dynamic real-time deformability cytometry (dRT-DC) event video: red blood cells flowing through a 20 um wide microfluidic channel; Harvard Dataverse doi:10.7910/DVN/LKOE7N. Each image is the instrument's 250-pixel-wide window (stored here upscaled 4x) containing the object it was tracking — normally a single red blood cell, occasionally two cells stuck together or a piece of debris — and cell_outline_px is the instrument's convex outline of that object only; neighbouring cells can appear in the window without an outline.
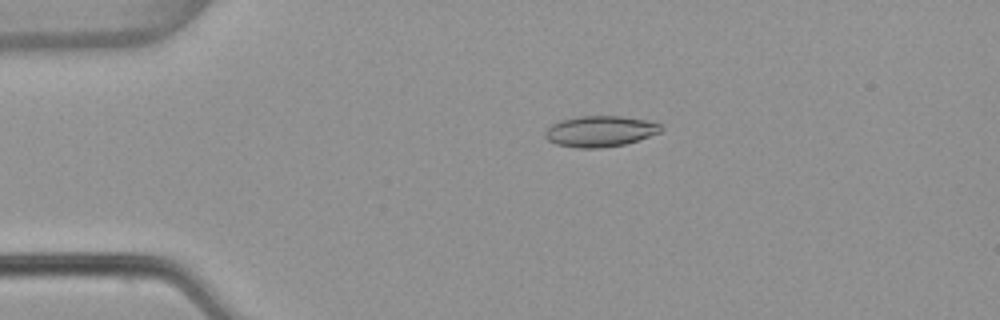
{"species": "common noctule bat (a hibernating species)", "species_latin": "Nyctalus noctula", "temperature_condition": "warm", "stored_images_in_passage": 53, "camera_frame_rate_fps": 3000, "um_per_image_px": 0.085, "animal": {"sex": "female", "body_mass_g": 22.7, "forearm_length_mm": 54.2}, "frame": {"image": 1, "passage_image": 11, "time_ms": 3.333, "image_size_px": [1000, 320], "cell_outline_px": [[664, 128], [660, 132], [624, 144], [600, 148], [576, 148], [556, 144], [548, 140], [544, 136], [544, 132], [552, 124], [560, 120], [576, 116], [620, 116], [644, 120], [660, 124]], "centroid_in_image_um": [50.96, 11.16], "position_along_channel_um": 34.0, "area_um2": 20.75}}
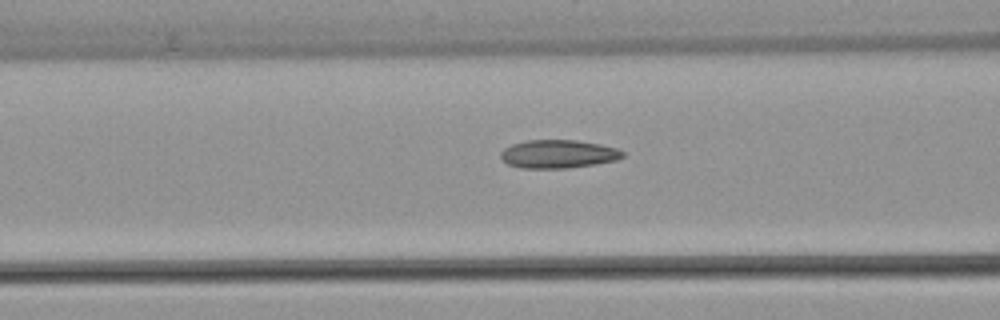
{"frame": {"image": 2, "passage_image": 21, "time_ms": 6.667, "image_size_px": [1000, 320], "cell_outline_px": [[624, 156], [616, 160], [596, 164], [568, 168], [520, 168], [508, 164], [500, 156], [500, 152], [504, 148], [512, 144], [524, 140], [576, 140], [600, 144], [616, 148], [624, 152]], "centroid_in_image_um": [47.44, 13.09], "position_along_channel_um": 119.2, "area_um2": 20.17}}
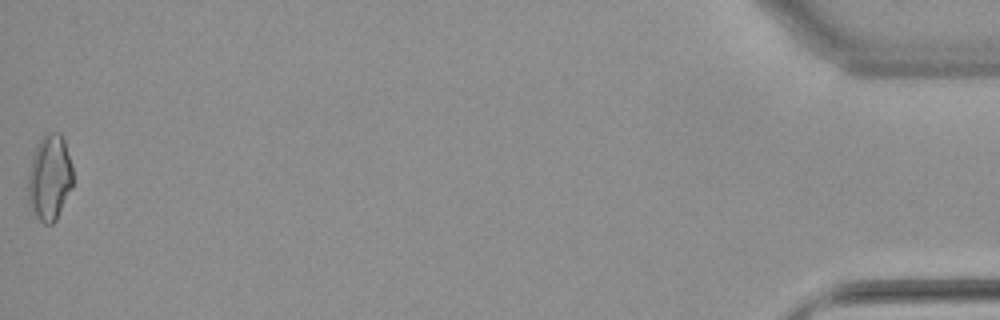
{"frame": {"image": 3, "passage_image": 53, "time_ms": 17.333, "image_size_px": [1000, 320], "cell_outline_px": [[72, 188], [56, 220], [52, 224], [44, 224], [32, 212], [28, 204], [28, 172], [32, 156], [36, 144], [48, 132], [60, 132], [64, 140], [72, 164]], "centroid_in_image_um": [4.21, 15.11], "position_along_channel_um": 431.0, "area_um2": 22.66}, "authors_computed_cell_mechanics": {"area_um2": 19.7098, "velocity_mm_per_s": 3.8527, "shape_relaxation_time_tau1_ms": null, "shape_relaxation_time_tau2_ms": 2.0544, "deformation_change_tau1": null, "deformation_change_tau2": 0.0947}}